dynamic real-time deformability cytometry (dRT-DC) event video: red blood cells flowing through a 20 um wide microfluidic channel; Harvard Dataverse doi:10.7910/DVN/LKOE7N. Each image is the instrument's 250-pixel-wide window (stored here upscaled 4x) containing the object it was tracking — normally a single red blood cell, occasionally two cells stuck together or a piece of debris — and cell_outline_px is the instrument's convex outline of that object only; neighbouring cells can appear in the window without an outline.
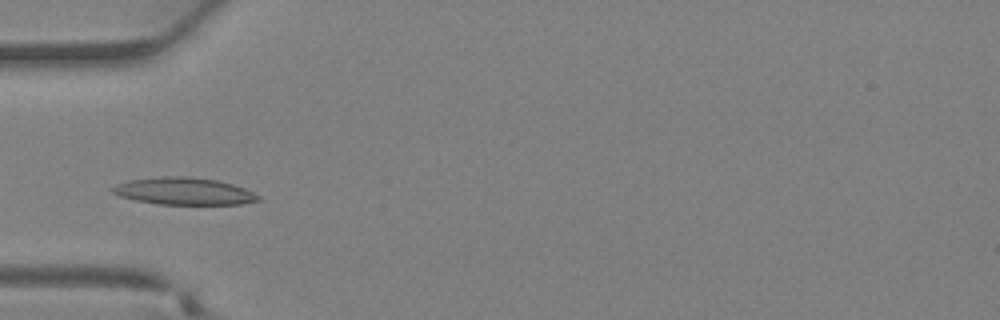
{"species": "Egyptian fruit bat (a non-hibernating species)", "species_latin": "Rousettus aegyptiacus", "temperature_condition": "warm", "stored_images_in_passage": 35, "camera_frame_rate_fps": 3000, "um_per_image_px": 0.085, "animal": {"sex": "female"}, "frame": {"image": 1, "passage_image": 10, "time_ms": 3.0, "image_size_px": [1000, 320], "cell_outline_px": [[260, 200], [240, 204], [156, 204], [136, 200], [120, 196], [112, 192], [112, 188], [116, 184], [128, 180], [160, 176], [188, 176], [216, 180], [232, 184], [244, 188], [260, 196]], "centroid_in_image_um": [15.61, 16.24], "position_along_channel_um": 69.4, "area_um2": 23.0}}
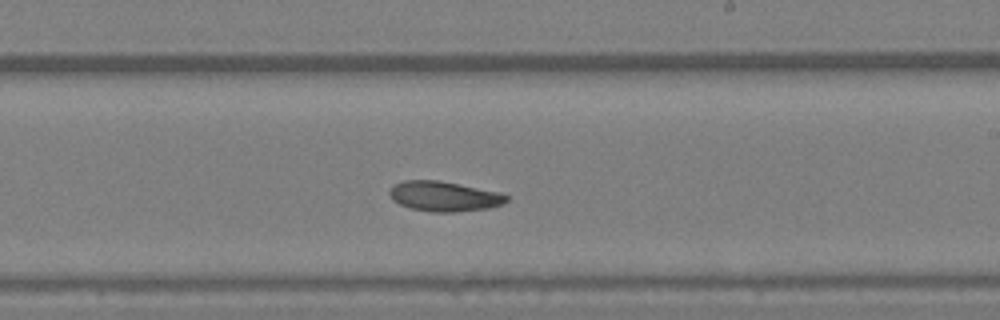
{"frame": {"image": 2, "passage_image": 20, "time_ms": 6.333, "image_size_px": [1000, 320], "cell_outline_px": [[508, 200], [500, 204], [488, 208], [452, 212], [432, 212], [412, 208], [400, 204], [392, 200], [388, 192], [392, 184], [404, 180], [440, 180], [500, 192], [508, 196]], "centroid_in_image_um": [37.71, 16.67], "position_along_channel_um": 251.3, "area_um2": 20.46}}
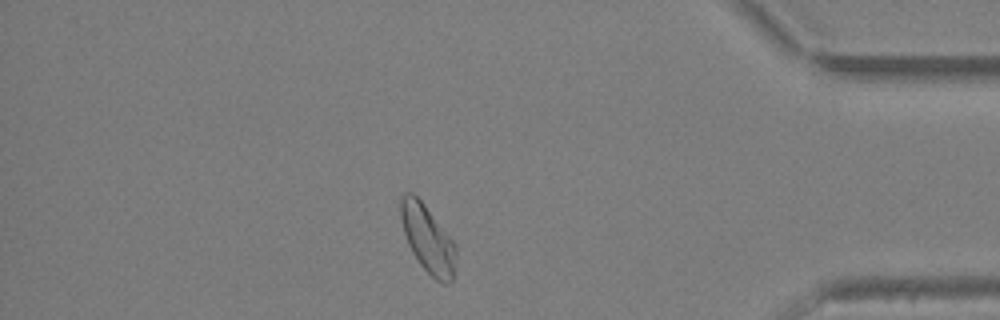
{"frame": {"image": 3, "passage_image": 30, "time_ms": 9.667, "image_size_px": [1000, 320], "cell_outline_px": [[456, 256], [452, 280], [448, 284], [440, 284], [420, 264], [412, 252], [408, 244], [400, 220], [400, 200], [404, 192], [412, 192], [424, 204], [456, 244]], "centroid_in_image_um": [36.35, 20.31], "position_along_channel_um": 398.8, "area_um2": 21.68}}